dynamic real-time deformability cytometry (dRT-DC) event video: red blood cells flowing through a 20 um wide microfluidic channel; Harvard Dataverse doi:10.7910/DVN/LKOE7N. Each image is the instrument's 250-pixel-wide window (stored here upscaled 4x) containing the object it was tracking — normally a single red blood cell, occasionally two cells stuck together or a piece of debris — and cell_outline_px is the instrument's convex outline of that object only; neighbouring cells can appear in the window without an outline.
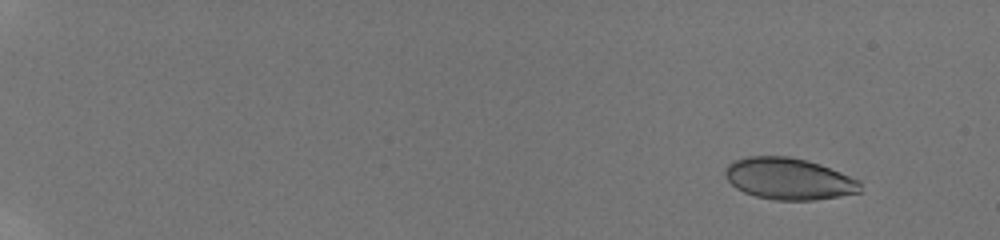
{"species": "human", "species_latin": "Homo sapiens", "temperature_condition": "room temperature", "stored_images_in_passage": 42, "camera_frame_rate_fps": 3000, "um_per_image_px": 0.085, "donor": {"sex": "male"}, "frame": {"image": 1, "passage_image": 3, "time_ms": 2.0, "image_size_px": [1000, 240], "cell_outline_px": [[860, 192], [840, 196], [812, 200], [776, 200], [756, 196], [744, 192], [736, 188], [724, 176], [724, 168], [732, 160], [748, 156], [788, 156], [820, 164], [860, 180]], "centroid_in_image_um": [67.01, 15.19], "position_along_channel_um": 18.0, "area_um2": 32.77}}
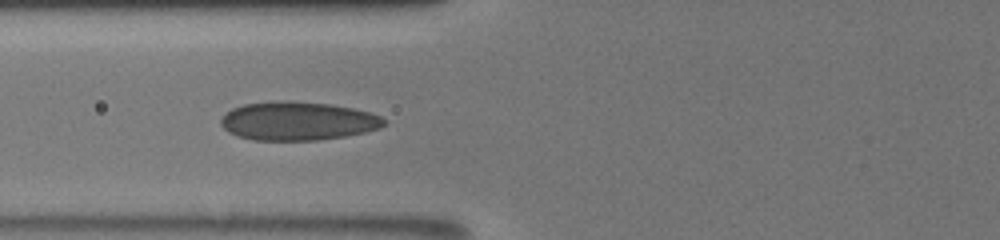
{"frame": {"image": 2, "passage_image": 18, "time_ms": 9.0, "image_size_px": [1000, 240], "cell_outline_px": [[384, 124], [380, 128], [364, 132], [344, 136], [316, 140], [252, 140], [236, 136], [228, 132], [220, 124], [220, 120], [232, 108], [244, 104], [284, 100], [288, 100], [328, 104], [352, 108], [368, 112], [380, 116], [384, 120]], "centroid_in_image_um": [25.27, 10.29], "position_along_channel_um": 100.5, "area_um2": 36.47}}
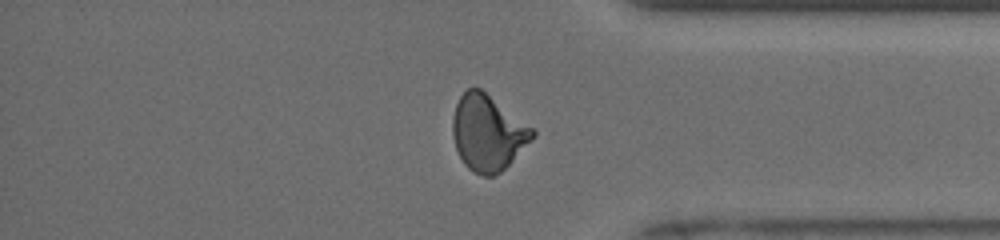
{"frame": {"image": 3, "passage_image": 36, "time_ms": 16.667, "image_size_px": [1000, 240], "cell_outline_px": [[536, 136], [496, 176], [484, 176], [472, 172], [464, 164], [456, 148], [452, 136], [452, 120], [456, 104], [460, 96], [468, 88], [480, 88], [532, 128], [536, 132]], "centroid_in_image_um": [41.44, 11.3], "position_along_channel_um": 393.8, "area_um2": 34.85}, "authors_computed_cell_mechanics": {"area_um2": 34.2176, "velocity_mm_per_s": 3.8881, "shape_relaxation_time_tau1_ms": 5.351, "shape_relaxation_time_tau2_ms": 0.8486, "deformation_change_tau1": 0.149, "deformation_change_tau2": 0.0454}}